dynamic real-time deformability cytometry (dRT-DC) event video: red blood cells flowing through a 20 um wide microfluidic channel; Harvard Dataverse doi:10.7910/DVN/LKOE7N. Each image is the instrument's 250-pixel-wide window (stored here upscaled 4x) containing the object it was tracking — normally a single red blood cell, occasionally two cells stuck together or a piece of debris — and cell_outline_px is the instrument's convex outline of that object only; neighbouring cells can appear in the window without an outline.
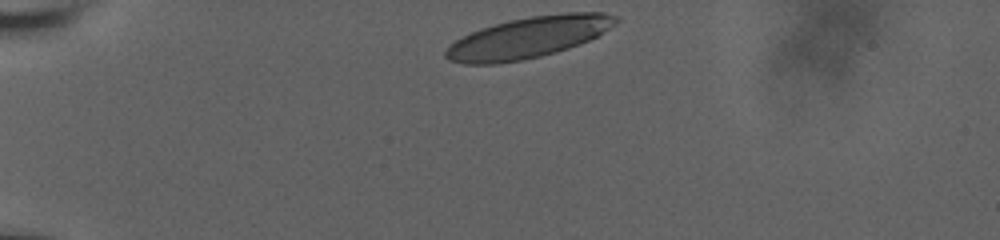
{"species": "human", "species_latin": "Homo sapiens", "temperature_condition": "room temperature", "stored_images_in_passage": 56, "camera_frame_rate_fps": 3000, "um_per_image_px": 0.085, "donor": {"sex": "male"}, "frame": {"image": 1, "passage_image": 1, "time_ms": 0.0, "image_size_px": [1000, 240], "cell_outline_px": [[620, 20], [596, 36], [588, 40], [568, 48], [556, 52], [540, 56], [520, 60], [496, 64], [464, 64], [448, 60], [444, 56], [444, 52], [456, 40], [480, 28], [508, 20], [532, 16], [568, 12], [604, 12], [620, 16]], "centroid_in_image_um": [44.92, 3.18], "position_along_channel_um": 40.1, "area_um2": 40.52}}
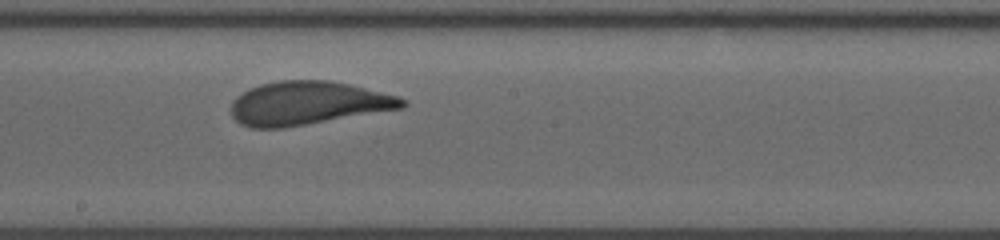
{"frame": {"image": 2, "passage_image": 31, "time_ms": 6.667, "image_size_px": [1000, 240], "cell_outline_px": [[408, 104], [404, 108], [284, 128], [248, 128], [240, 124], [232, 116], [232, 100], [236, 96], [248, 88], [260, 84], [280, 80], [328, 80], [348, 84], [396, 96], [408, 100]], "centroid_in_image_um": [26.14, 8.78], "position_along_channel_um": 222.1, "area_um2": 43.47}}
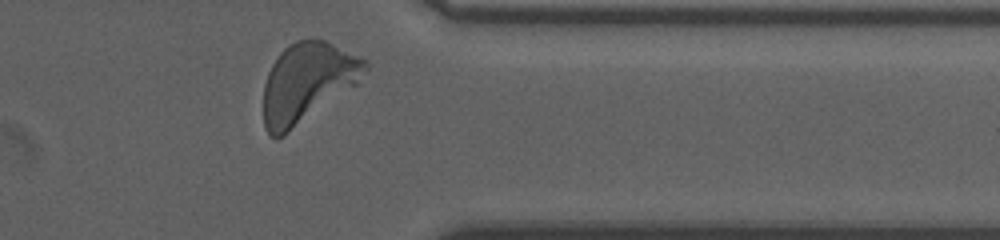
{"frame": {"image": 3, "passage_image": 52, "time_ms": 11.333, "image_size_px": [1000, 240], "cell_outline_px": [[368, 68], [356, 84], [284, 136], [272, 136], [264, 128], [264, 84], [268, 72], [272, 64], [280, 52], [288, 44], [296, 40], [324, 40], [364, 60], [368, 64]], "centroid_in_image_um": [26.08, 7.02], "position_along_channel_um": 385.3, "area_um2": 46.12}, "authors_computed_cell_mechanics": {"area_um2": 42.8298, "velocity_mm_per_s": 3.6125, "shape_relaxation_time_tau1_ms": 2.2941, "shape_relaxation_time_tau2_ms": 0.8854, "deformation_change_tau1": 0.1662, "deformation_change_tau2": 0.0938}}